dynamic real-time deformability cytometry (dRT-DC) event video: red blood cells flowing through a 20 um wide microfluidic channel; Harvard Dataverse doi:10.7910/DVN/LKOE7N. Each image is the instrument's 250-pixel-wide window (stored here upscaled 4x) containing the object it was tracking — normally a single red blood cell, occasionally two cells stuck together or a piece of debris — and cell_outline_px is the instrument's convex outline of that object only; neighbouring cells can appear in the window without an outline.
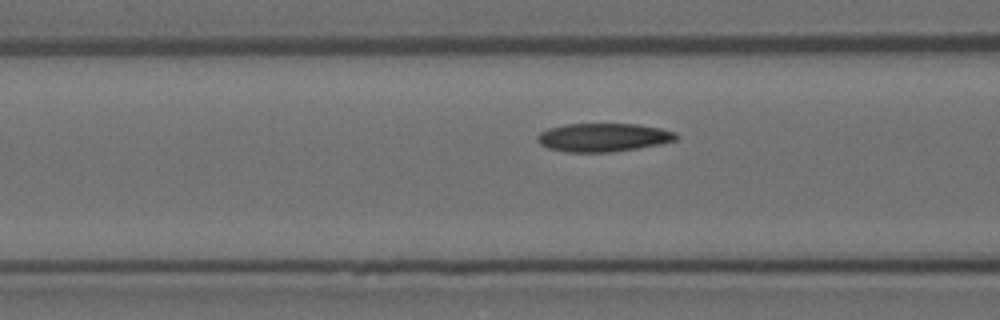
{"species": "Egyptian fruit bat (a non-hibernating species)", "species_latin": "Rousettus aegyptiacus", "temperature_condition": "room temperature", "stored_images_in_passage": 15, "camera_frame_rate_fps": 3000, "um_per_image_px": 0.085, "animal": {"sex": "female"}, "frame": {"image": 1, "passage_image": 13, "time_ms": 4.0, "image_size_px": [1000, 320], "cell_outline_px": [[680, 136], [676, 140], [660, 144], [636, 148], [608, 152], [568, 152], [548, 148], [540, 144], [536, 140], [536, 136], [540, 132], [548, 128], [564, 124], [636, 124], [660, 128], [676, 132]], "centroid_in_image_um": [51.26, 11.67], "position_along_channel_um": 115.3, "area_um2": 23.0}}